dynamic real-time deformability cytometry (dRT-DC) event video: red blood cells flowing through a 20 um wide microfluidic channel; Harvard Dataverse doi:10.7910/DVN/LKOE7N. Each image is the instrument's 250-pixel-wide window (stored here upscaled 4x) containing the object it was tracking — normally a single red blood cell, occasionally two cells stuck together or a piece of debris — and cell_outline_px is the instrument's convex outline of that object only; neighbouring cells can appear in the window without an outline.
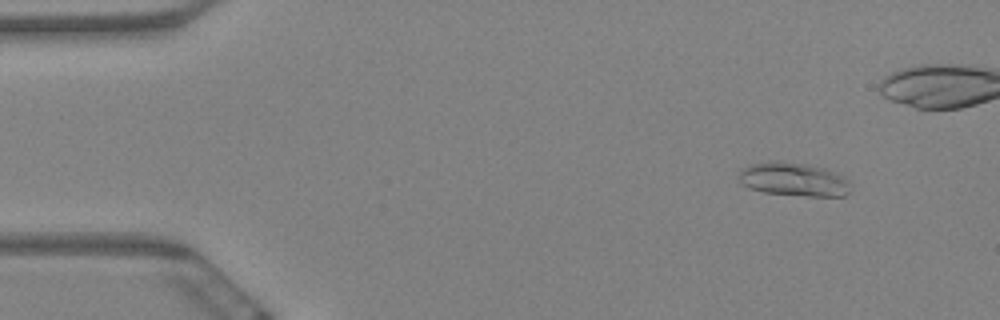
{"species": "Egyptian fruit bat (a non-hibernating species)", "species_latin": "Rousettus aegyptiacus", "temperature_condition": "warm", "stored_images_in_passage": 6, "camera_frame_rate_fps": 3000, "um_per_image_px": 0.085, "animal": {"sex": "female"}, "frame": {"image": 1, "passage_image": 2, "time_ms": 0.333, "image_size_px": [1000, 320], "cell_outline_px": [[848, 192], [844, 196], [808, 196], [764, 192], [740, 184], [740, 168], [752, 164], [772, 160], [780, 160], [808, 164], [840, 172], [848, 180]], "centroid_in_image_um": [67.47, 15.22], "position_along_channel_um": 17.5, "area_um2": 22.02}}